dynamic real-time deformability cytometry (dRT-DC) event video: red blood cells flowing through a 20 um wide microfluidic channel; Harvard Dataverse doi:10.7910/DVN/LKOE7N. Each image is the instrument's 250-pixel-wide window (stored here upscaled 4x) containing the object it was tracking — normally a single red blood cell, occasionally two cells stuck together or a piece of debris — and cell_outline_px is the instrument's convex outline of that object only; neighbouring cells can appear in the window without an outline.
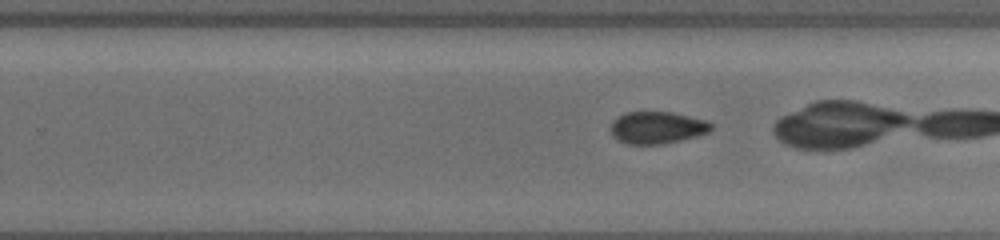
{"species": "common noctule bat (a hibernating species)", "species_latin": "Nyctalus noctula", "temperature_condition": "cold", "stored_images_in_passage": 43, "camera_frame_rate_fps": 3000, "um_per_image_px": 0.085, "animal": {"sex": "female", "body_mass_g": 19.5, "forearm_length_mm": 54.1}, "frame": {"image": 1, "passage_image": 34, "time_ms": 11.0, "image_size_px": [1000, 240], "cell_outline_px": [[712, 128], [708, 132], [680, 140], [660, 144], [628, 144], [612, 136], [612, 120], [616, 116], [624, 112], [672, 112], [704, 120], [712, 124]], "centroid_in_image_um": [55.81, 10.83], "position_along_channel_um": 274.0, "area_um2": 18.55}}